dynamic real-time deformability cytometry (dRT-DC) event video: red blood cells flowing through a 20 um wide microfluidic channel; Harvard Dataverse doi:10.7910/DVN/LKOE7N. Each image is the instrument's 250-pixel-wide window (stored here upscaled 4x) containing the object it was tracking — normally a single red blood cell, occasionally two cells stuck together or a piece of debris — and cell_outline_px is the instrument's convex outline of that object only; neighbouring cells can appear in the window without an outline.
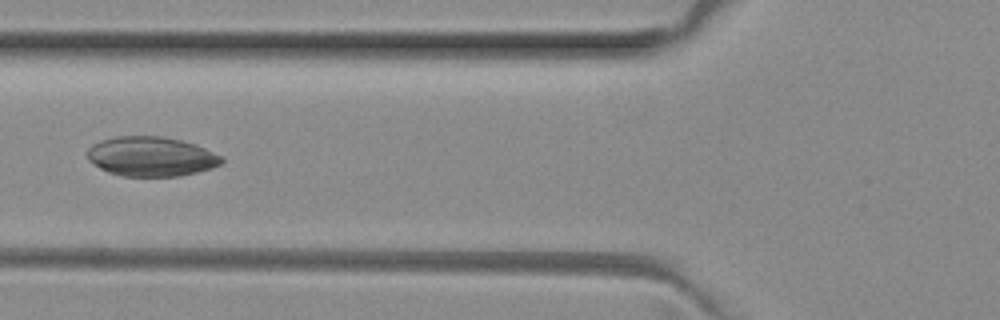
{"species": "common noctule bat (a hibernating species)", "species_latin": "Nyctalus noctula", "temperature_condition": "room temperature", "stored_images_in_passage": 2, "camera_frame_rate_fps": 3000, "um_per_image_px": 0.085, "animal": {"sex": "female", "body_mass_g": 29.2, "forearm_length_mm": 56.3}, "frame": {"image": 1, "passage_image": 2, "time_ms": 0.333, "image_size_px": [1000, 320], "cell_outline_px": [[224, 160], [220, 164], [212, 168], [180, 176], [120, 176], [108, 172], [100, 168], [88, 160], [88, 148], [92, 144], [100, 140], [116, 136], [160, 136], [180, 140], [196, 144], [224, 156]], "centroid_in_image_um": [12.86, 13.3], "position_along_channel_um": 112.9, "area_um2": 31.15}}